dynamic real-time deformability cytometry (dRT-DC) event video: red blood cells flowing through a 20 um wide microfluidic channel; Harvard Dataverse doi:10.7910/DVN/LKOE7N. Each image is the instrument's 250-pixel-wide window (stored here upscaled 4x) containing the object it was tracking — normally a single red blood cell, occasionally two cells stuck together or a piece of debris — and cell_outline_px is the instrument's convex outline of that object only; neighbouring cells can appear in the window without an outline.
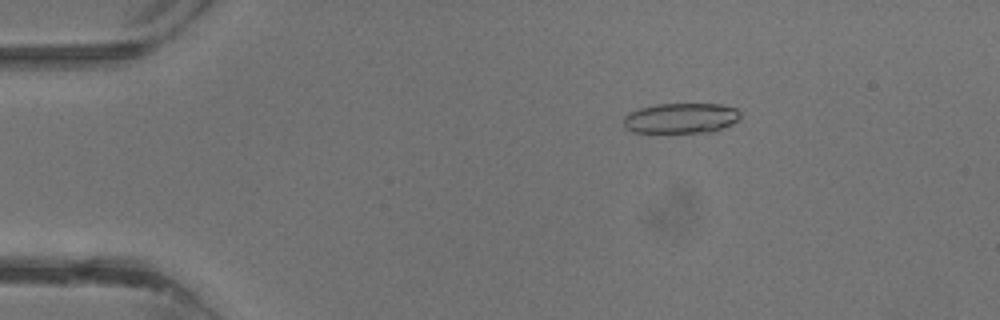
{"species": "common noctule bat (a hibernating species)", "species_latin": "Nyctalus noctula", "temperature_condition": "warm", "stored_images_in_passage": 39, "camera_frame_rate_fps": 3000, "um_per_image_px": 0.085, "animal": {"sex": "male", "body_mass_g": 13.3}, "frame": {"image": 1, "passage_image": 7, "time_ms": 2.0, "image_size_px": [1000, 320], "cell_outline_px": [[740, 116], [732, 124], [712, 132], [632, 132], [624, 128], [624, 116], [628, 112], [640, 108], [656, 104], [720, 104], [736, 108], [740, 112]], "centroid_in_image_um": [57.86, 10.04], "position_along_channel_um": 27.1, "area_um2": 20.63}}
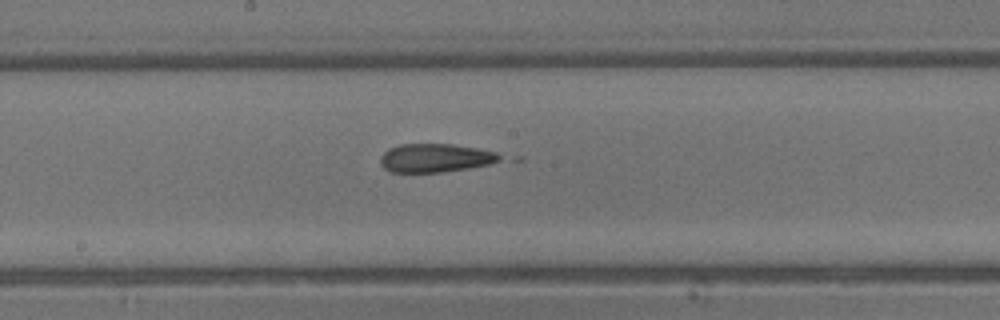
{"frame": {"image": 2, "passage_image": 21, "time_ms": 6.667, "image_size_px": [1000, 320], "cell_outline_px": [[524, 160], [516, 164], [444, 172], [392, 172], [384, 168], [380, 164], [380, 156], [388, 148], [400, 144], [452, 144], [524, 156]], "centroid_in_image_um": [37.62, 13.45], "position_along_channel_um": 210.6, "area_um2": 22.43}}
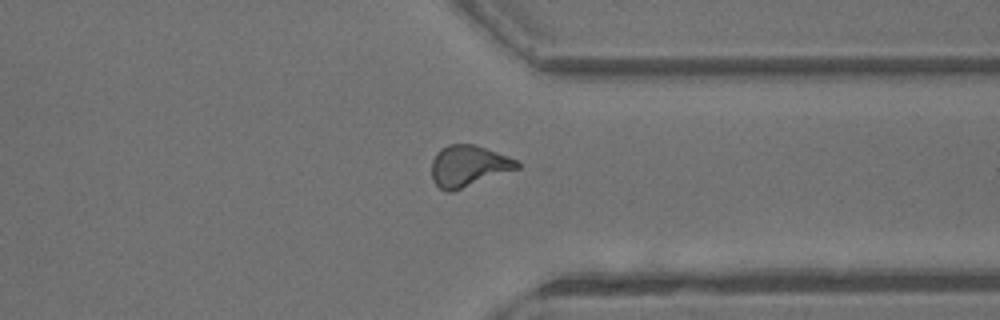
{"frame": {"image": 3, "passage_image": 30, "time_ms": 9.667, "image_size_px": [1000, 320], "cell_outline_px": [[520, 168], [452, 192], [444, 192], [432, 180], [432, 160], [436, 152], [440, 148], [448, 144], [472, 144], [520, 160]], "centroid_in_image_um": [39.81, 14.11], "position_along_channel_um": 371.6, "area_um2": 20.69}}